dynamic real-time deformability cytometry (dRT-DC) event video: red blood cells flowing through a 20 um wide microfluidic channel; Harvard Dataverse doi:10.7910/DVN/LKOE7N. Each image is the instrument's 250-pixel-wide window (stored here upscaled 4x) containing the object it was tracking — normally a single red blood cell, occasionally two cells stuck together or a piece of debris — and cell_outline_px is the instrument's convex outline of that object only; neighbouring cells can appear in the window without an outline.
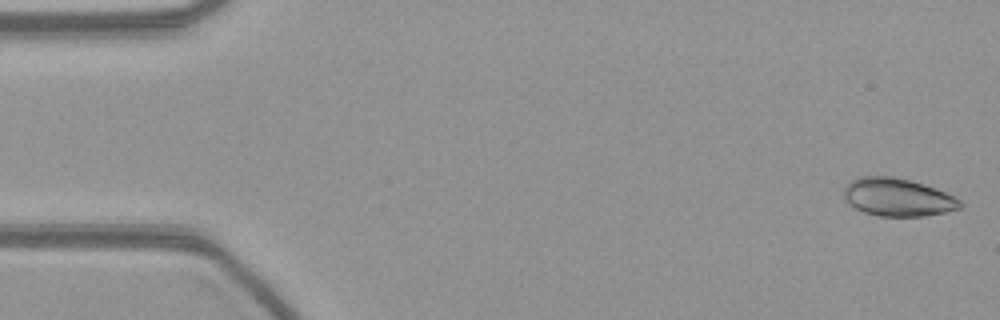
{"species": "common noctule bat (a hibernating species)", "species_latin": "Nyctalus noctula", "temperature_condition": "warm", "stored_images_in_passage": 55, "camera_frame_rate_fps": 3000, "um_per_image_px": 0.085, "animal": {"sex": "female", "body_mass_g": 21.9}, "frame": {"image": 1, "passage_image": 1, "time_ms": 0.0, "image_size_px": [1000, 320], "cell_outline_px": [[964, 204], [960, 208], [944, 212], [924, 216], [880, 216], [864, 212], [848, 204], [844, 200], [844, 188], [852, 180], [860, 176], [892, 176], [924, 184], [936, 188], [960, 200]], "centroid_in_image_um": [76.28, 16.76], "position_along_channel_um": 8.7, "area_um2": 25.61}}
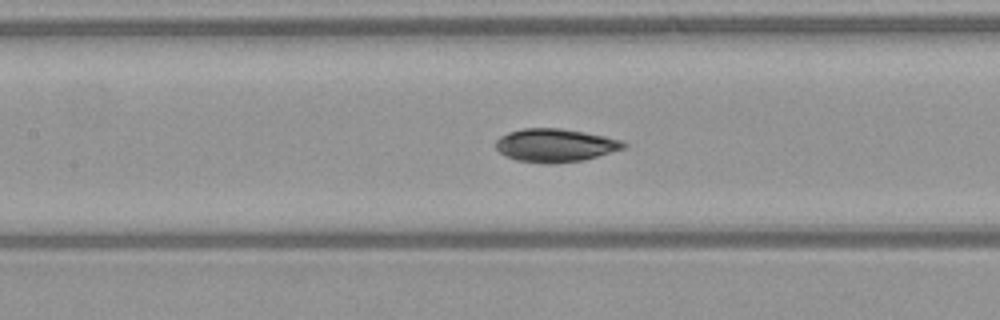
{"frame": {"image": 2, "passage_image": 24, "time_ms": 7.667, "image_size_px": [1000, 320], "cell_outline_px": [[628, 144], [624, 148], [584, 160], [548, 164], [544, 164], [516, 160], [504, 156], [496, 148], [496, 140], [500, 136], [508, 132], [524, 128], [560, 128], [584, 132], [604, 136], [620, 140]], "centroid_in_image_um": [47.16, 12.35], "position_along_channel_um": 160.2, "area_um2": 24.74}}
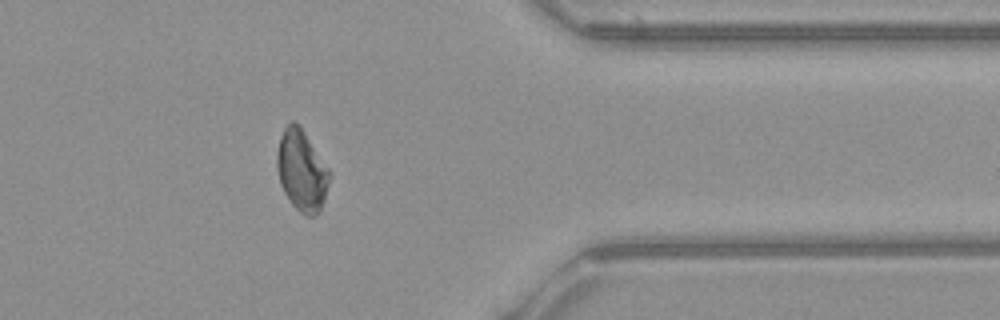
{"frame": {"image": 3, "passage_image": 44, "time_ms": 14.333, "image_size_px": [1000, 320], "cell_outline_px": [[332, 176], [320, 212], [316, 216], [304, 216], [292, 204], [284, 192], [280, 184], [276, 168], [276, 152], [280, 136], [288, 120], [292, 120], [304, 132], [332, 172]], "centroid_in_image_um": [25.65, 14.52], "position_along_channel_um": 385.7, "area_um2": 25.2}}